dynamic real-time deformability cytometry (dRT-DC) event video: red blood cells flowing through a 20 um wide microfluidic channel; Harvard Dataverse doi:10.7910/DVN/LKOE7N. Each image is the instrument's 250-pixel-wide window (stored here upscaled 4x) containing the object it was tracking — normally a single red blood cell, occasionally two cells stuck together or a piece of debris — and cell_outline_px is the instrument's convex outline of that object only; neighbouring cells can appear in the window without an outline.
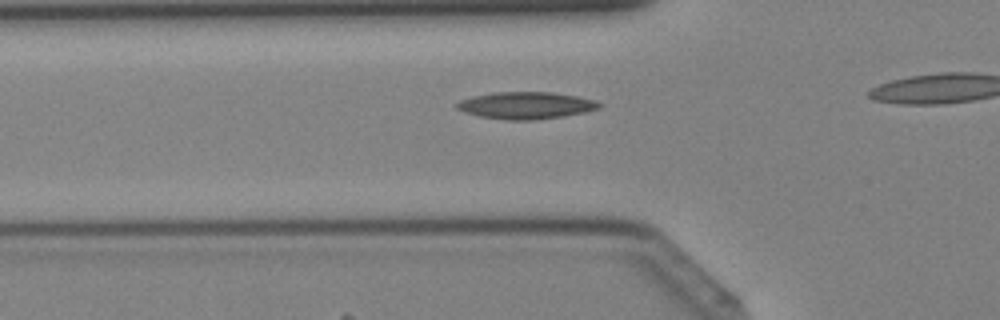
{"species": "Egyptian fruit bat (a non-hibernating species)", "species_latin": "Rousettus aegyptiacus", "temperature_condition": "cold", "stored_images_in_passage": 21, "camera_frame_rate_fps": 3000, "um_per_image_px": 0.085, "animal": {"sex": "female"}, "frame": {"image": 1, "passage_image": 2, "time_ms": 0.333, "image_size_px": [1000, 320], "cell_outline_px": [[604, 104], [600, 108], [584, 112], [564, 116], [536, 120], [504, 120], [480, 116], [464, 112], [456, 108], [452, 104], [460, 100], [472, 96], [496, 92], [552, 92], [576, 96], [596, 100]], "centroid_in_image_um": [44.69, 8.96], "position_along_channel_um": 81.1, "area_um2": 22.66}}
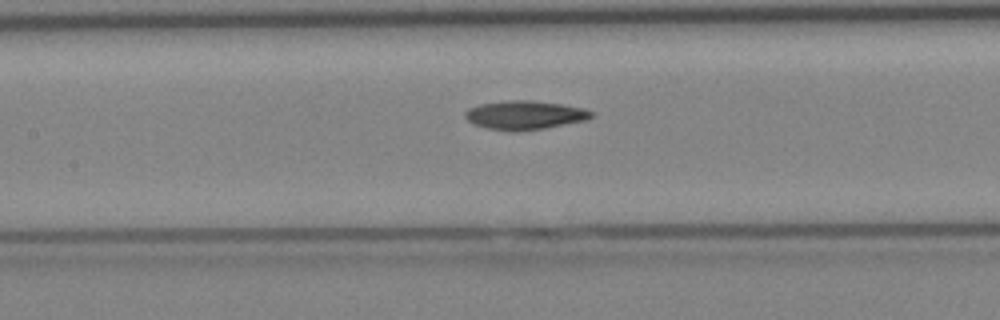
{"frame": {"image": 2, "passage_image": 7, "time_ms": 2.0, "image_size_px": [1000, 320], "cell_outline_px": [[592, 116], [588, 120], [544, 128], [516, 132], [508, 132], [488, 128], [472, 124], [464, 116], [464, 112], [468, 108], [480, 104], [508, 100], [528, 100], [564, 104], [584, 108], [592, 112]], "centroid_in_image_um": [44.58, 9.79], "position_along_channel_um": 162.8, "area_um2": 21.39}}
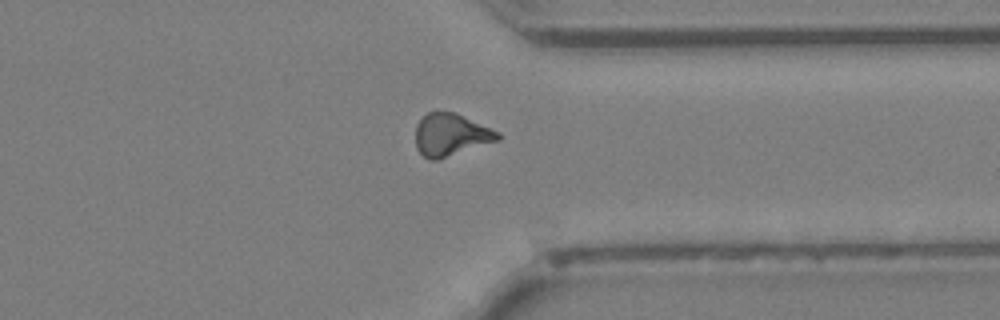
{"frame": {"image": 3, "passage_image": 20, "time_ms": 6.333, "image_size_px": [1000, 320], "cell_outline_px": [[500, 140], [436, 160], [428, 160], [416, 148], [416, 124], [428, 112], [456, 112], [500, 132]], "centroid_in_image_um": [38.33, 11.46], "position_along_channel_um": 373.1, "area_um2": 20.29}}